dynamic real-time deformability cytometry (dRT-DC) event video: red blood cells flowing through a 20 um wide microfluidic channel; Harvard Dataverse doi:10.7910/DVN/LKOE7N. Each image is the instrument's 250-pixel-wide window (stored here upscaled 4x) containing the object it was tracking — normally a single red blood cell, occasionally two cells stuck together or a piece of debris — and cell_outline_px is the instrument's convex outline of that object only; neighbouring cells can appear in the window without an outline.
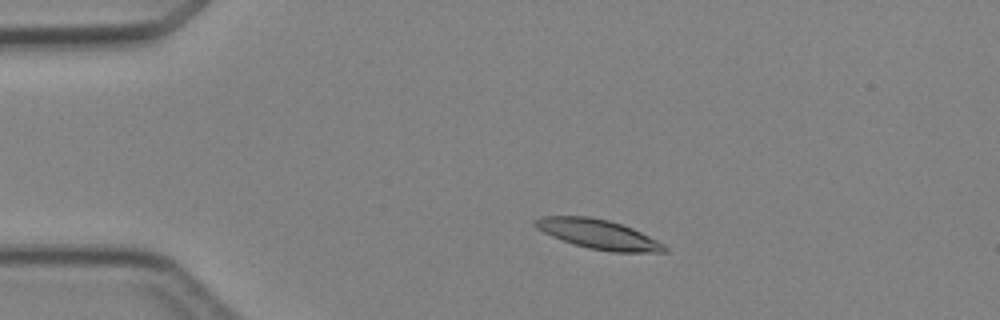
{"species": "Egyptian fruit bat (a non-hibernating species)", "species_latin": "Rousettus aegyptiacus", "temperature_condition": "cold", "stored_images_in_passage": 4, "camera_frame_rate_fps": 3000, "um_per_image_px": 0.085, "animal": {"sex": "female"}, "frame": {"image": 1, "passage_image": 3, "time_ms": 2.333, "image_size_px": [1000, 320], "cell_outline_px": [[668, 252], [612, 252], [588, 248], [552, 236], [536, 228], [532, 224], [532, 220], [540, 216], [588, 216], [608, 220], [632, 228], [664, 244], [668, 248]], "centroid_in_image_um": [50.83, 19.9], "position_along_channel_um": 34.2, "area_um2": 22.08}}